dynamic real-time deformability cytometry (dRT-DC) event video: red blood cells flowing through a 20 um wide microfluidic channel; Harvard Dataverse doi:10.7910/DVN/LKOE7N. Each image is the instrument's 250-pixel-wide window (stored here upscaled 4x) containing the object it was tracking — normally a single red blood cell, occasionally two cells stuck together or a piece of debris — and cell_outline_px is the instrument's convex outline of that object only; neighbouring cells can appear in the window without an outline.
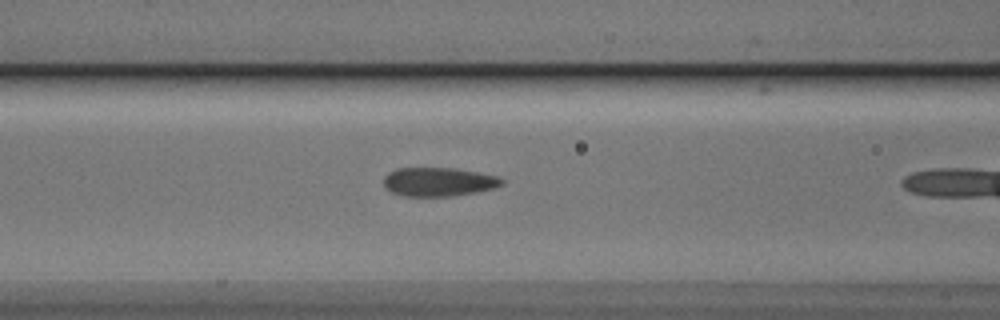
{"species": "Egyptian fruit bat (a non-hibernating species)", "species_latin": "Rousettus aegyptiacus", "temperature_condition": "cold", "stored_images_in_passage": 27, "camera_frame_rate_fps": 3000, "um_per_image_px": 0.085, "animal": {"sex": "male"}, "frame": {"image": 1, "passage_image": 12, "time_ms": 3.667, "image_size_px": [1000, 320], "cell_outline_px": [[504, 184], [496, 188], [476, 192], [452, 196], [404, 196], [392, 192], [384, 188], [384, 176], [388, 172], [396, 168], [456, 168], [496, 176], [504, 180]], "centroid_in_image_um": [37.27, 15.46], "position_along_channel_um": 129.3, "area_um2": 19.94}}
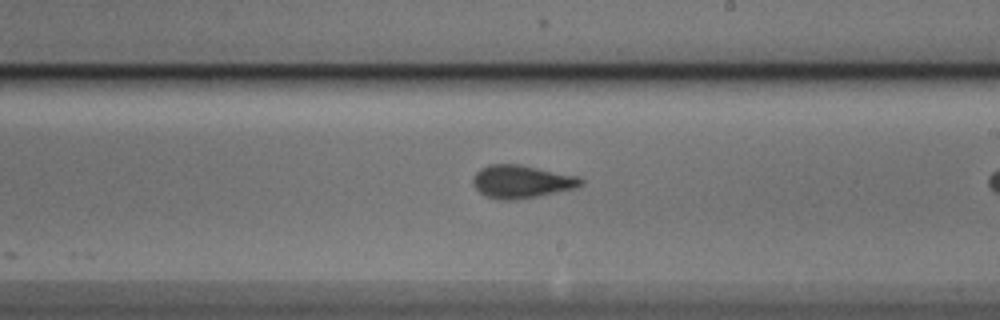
{"frame": {"image": 2, "passage_image": 21, "time_ms": 6.667, "image_size_px": [1000, 320], "cell_outline_px": [[584, 184], [576, 188], [516, 200], [496, 200], [484, 196], [472, 184], [472, 180], [476, 172], [480, 168], [492, 164], [520, 164], [576, 176], [584, 180]], "centroid_in_image_um": [44.3, 15.44], "position_along_channel_um": 244.7, "area_um2": 20.75}}
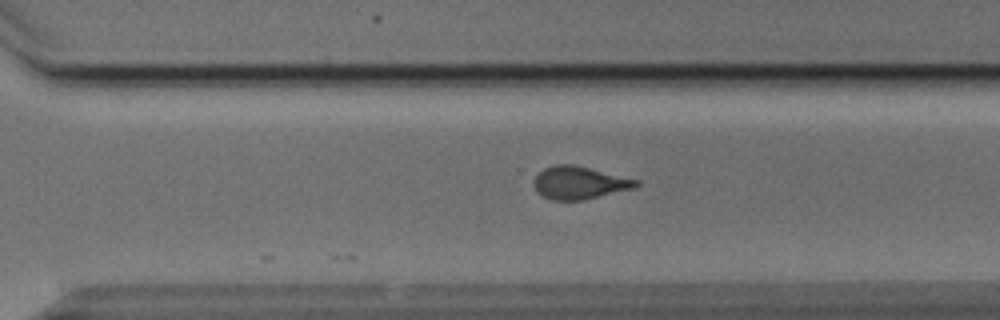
{"frame": {"image": 3, "passage_image": 27, "time_ms": 8.667, "image_size_px": [1000, 320], "cell_outline_px": [[640, 184], [636, 188], [584, 200], [552, 200], [544, 196], [536, 188], [536, 176], [544, 168], [556, 164], [572, 164], [640, 180]], "centroid_in_image_um": [49.33, 15.54], "position_along_channel_um": 321.3, "area_um2": 19.25}}